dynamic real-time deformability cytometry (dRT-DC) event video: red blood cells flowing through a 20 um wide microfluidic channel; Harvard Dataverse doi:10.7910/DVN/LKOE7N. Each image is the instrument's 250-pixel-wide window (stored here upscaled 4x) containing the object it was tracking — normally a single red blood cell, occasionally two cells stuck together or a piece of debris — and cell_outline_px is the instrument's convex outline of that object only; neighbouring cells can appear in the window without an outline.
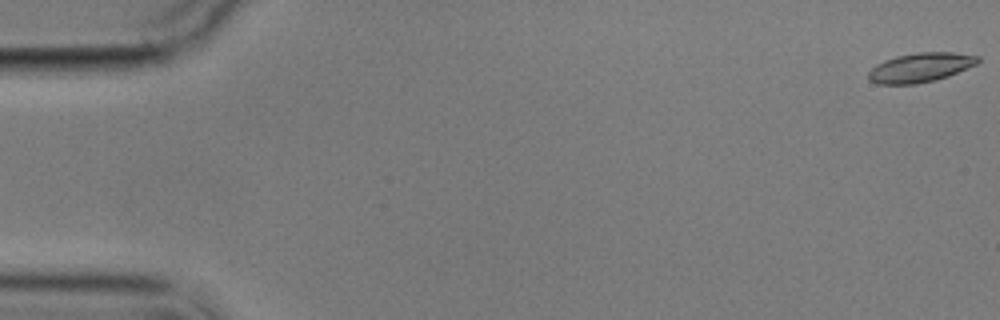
{"species": "common noctule bat (a hibernating species)", "species_latin": "Nyctalus noctula", "temperature_condition": "cold", "stored_images_in_passage": 6, "camera_frame_rate_fps": 3000, "um_per_image_px": 0.085, "animal": {"sex": "male", "body_mass_g": 17.9}, "frame": {"image": 1, "passage_image": 1, "time_ms": 0.0, "image_size_px": [1000, 320], "cell_outline_px": [[980, 60], [976, 64], [948, 76], [936, 80], [916, 84], [876, 84], [868, 80], [868, 72], [876, 64], [884, 60], [896, 56], [916, 52], [952, 52], [980, 56]], "centroid_in_image_um": [78.21, 5.74], "position_along_channel_um": 6.8, "area_um2": 18.79}}
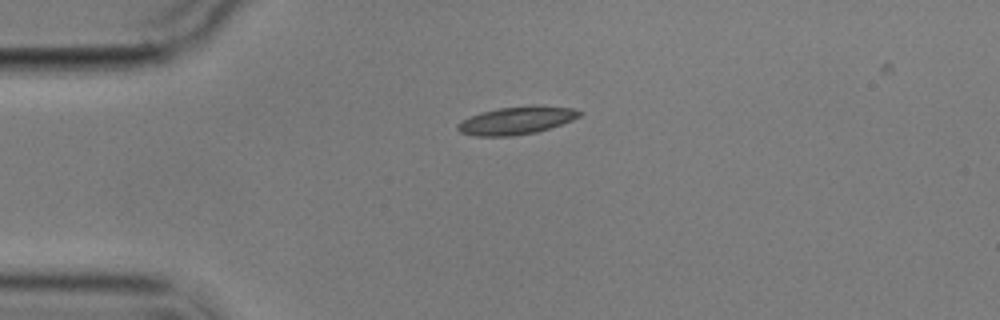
{"frame": {"image": 2, "passage_image": 4, "time_ms": 4.333, "image_size_px": [1000, 320], "cell_outline_px": [[580, 116], [572, 120], [536, 132], [512, 136], [476, 136], [460, 132], [456, 128], [456, 124], [480, 112], [500, 108], [572, 108], [580, 112]], "centroid_in_image_um": [43.8, 10.29], "position_along_channel_um": 41.2, "area_um2": 18.55}}
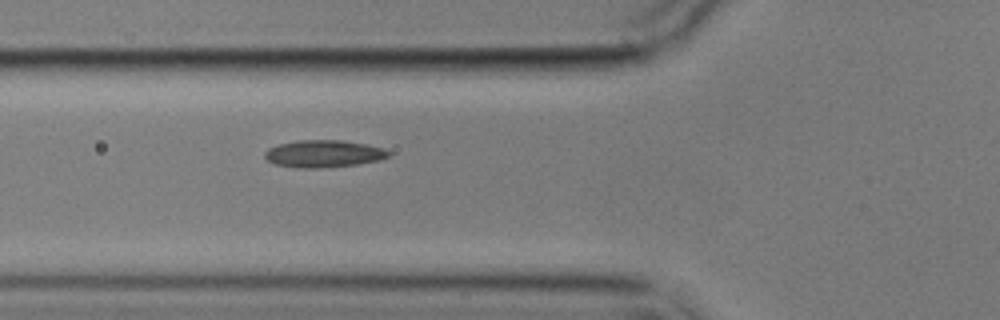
{"frame": {"image": 3, "passage_image": 6, "time_ms": 6.667, "image_size_px": [1000, 320], "cell_outline_px": [[388, 156], [380, 160], [356, 164], [320, 168], [296, 168], [276, 164], [268, 160], [264, 156], [264, 152], [268, 148], [280, 144], [296, 140], [340, 140], [368, 144], [384, 148], [388, 152]], "centroid_in_image_um": [27.49, 13.06], "position_along_channel_um": 98.3, "area_um2": 19.59}}